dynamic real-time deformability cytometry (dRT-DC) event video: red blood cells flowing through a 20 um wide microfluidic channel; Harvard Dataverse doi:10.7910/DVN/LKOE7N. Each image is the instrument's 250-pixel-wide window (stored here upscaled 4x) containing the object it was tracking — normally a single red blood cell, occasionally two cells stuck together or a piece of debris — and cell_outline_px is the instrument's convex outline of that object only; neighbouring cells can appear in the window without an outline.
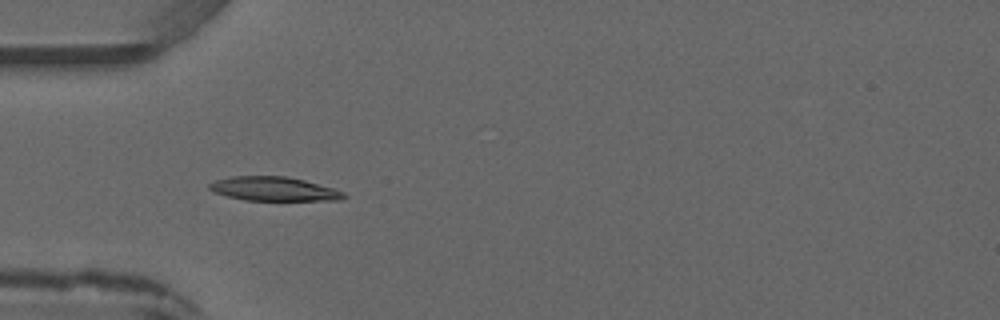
{"species": "common noctule bat (a hibernating species)", "species_latin": "Nyctalus noctula", "temperature_condition": "warm", "stored_images_in_passage": 5, "camera_frame_rate_fps": 3000, "um_per_image_px": 0.085, "animal": {"sex": "male", "forearm_length_mm": 52.5}, "frame": {"image": 1, "passage_image": 4, "time_ms": 4.333, "image_size_px": [1000, 320], "cell_outline_px": [[348, 196], [340, 200], [244, 200], [228, 196], [216, 192], [208, 188], [208, 184], [216, 180], [232, 176], [284, 176], [304, 180], [332, 188], [344, 192]], "centroid_in_image_um": [23.28, 16.05], "position_along_channel_um": 61.7, "area_um2": 18.61}}
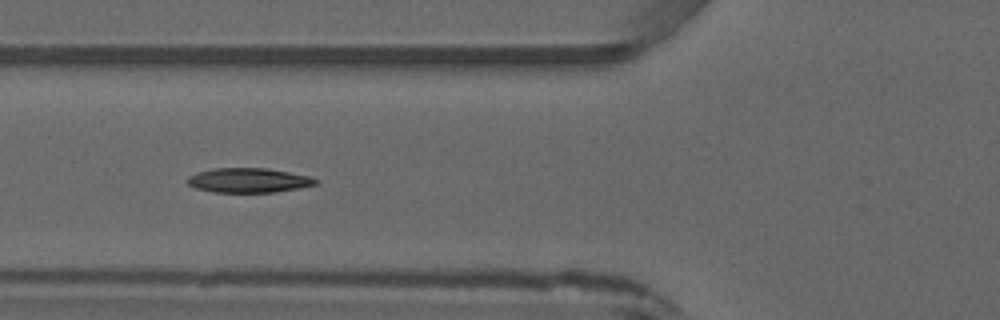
{"frame": {"image": 2, "passage_image": 5, "time_ms": 5.333, "image_size_px": [1000, 320], "cell_outline_px": [[320, 180], [316, 184], [276, 192], [212, 192], [196, 188], [188, 184], [188, 176], [196, 172], [212, 168], [268, 168], [308, 176]], "centroid_in_image_um": [21.09, 15.32], "position_along_channel_um": 104.7, "area_um2": 18.26}}